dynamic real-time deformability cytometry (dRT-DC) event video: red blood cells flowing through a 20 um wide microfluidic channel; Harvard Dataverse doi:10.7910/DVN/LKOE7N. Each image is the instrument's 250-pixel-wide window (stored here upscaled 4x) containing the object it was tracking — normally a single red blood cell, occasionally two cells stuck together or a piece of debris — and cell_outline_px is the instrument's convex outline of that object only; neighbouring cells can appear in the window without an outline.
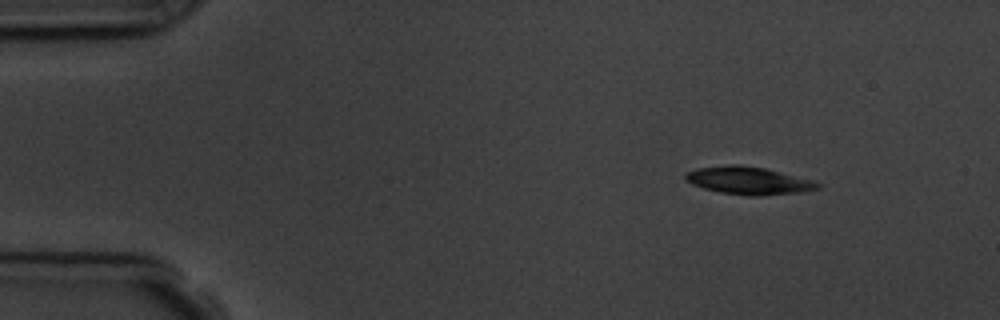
{"species": "common noctule bat (a hibernating species)", "species_latin": "Nyctalus noctula", "temperature_condition": "room temperature", "stored_images_in_passage": 10, "camera_frame_rate_fps": 3000, "um_per_image_px": 0.085, "animal": {"sex": "male", "body_mass_g": 19.5, "forearm_length_mm": 54.6}, "frame": {"image": 1, "passage_image": 2, "time_ms": 1.333, "image_size_px": [1000, 320], "cell_outline_px": [[820, 188], [800, 192], [756, 196], [752, 196], [720, 192], [704, 188], [692, 184], [684, 176], [688, 172], [696, 168], [728, 164], [740, 164], [764, 168], [812, 180], [820, 184]], "centroid_in_image_um": [63.61, 15.34], "position_along_channel_um": 21.4, "area_um2": 21.04}}
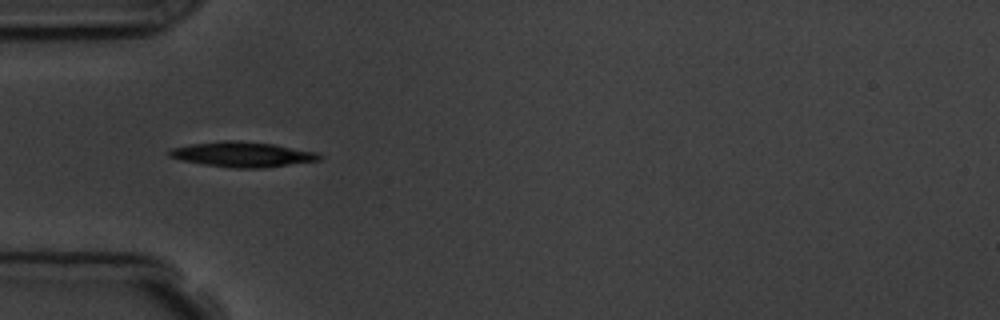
{"frame": {"image": 2, "passage_image": 5, "time_ms": 4.667, "image_size_px": [1000, 320], "cell_outline_px": [[324, 156], [320, 160], [264, 168], [236, 168], [204, 164], [180, 160], [168, 156], [168, 152], [172, 148], [192, 144], [224, 140], [240, 140], [276, 144], [316, 152]], "centroid_in_image_um": [20.64, 13.12], "position_along_channel_um": 64.4, "area_um2": 22.02}}
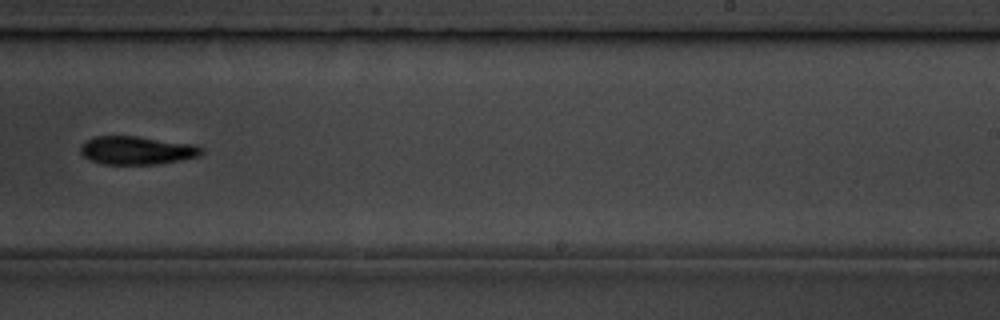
{"frame": {"image": 3, "passage_image": 10, "time_ms": 10.333, "image_size_px": [1000, 320], "cell_outline_px": [[204, 152], [200, 156], [180, 160], [156, 164], [104, 164], [88, 160], [80, 152], [80, 144], [84, 140], [92, 136], [136, 136], [196, 144], [204, 148]], "centroid_in_image_um": [11.62, 12.77], "position_along_channel_um": 277.4, "area_um2": 20.29}}